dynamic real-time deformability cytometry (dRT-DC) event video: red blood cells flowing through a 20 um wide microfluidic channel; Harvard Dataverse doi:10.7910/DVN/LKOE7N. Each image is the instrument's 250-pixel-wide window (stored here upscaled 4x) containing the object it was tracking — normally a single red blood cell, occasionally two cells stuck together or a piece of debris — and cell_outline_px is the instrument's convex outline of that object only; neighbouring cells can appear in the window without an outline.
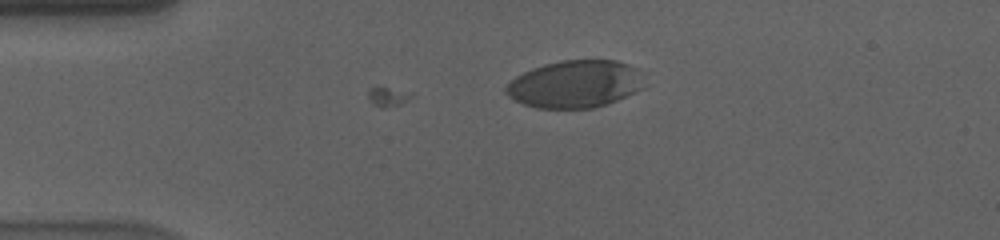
{"species": "human", "species_latin": "Homo sapiens", "temperature_condition": "cold", "stored_images_in_passage": 6, "camera_frame_rate_fps": 3000, "um_per_image_px": 0.085, "donor": {"sex": "male"}, "frame": {"image": 1, "passage_image": 1, "time_ms": 0.0, "image_size_px": [1000, 240], "cell_outline_px": [[644, 88], [636, 92], [616, 100], [592, 108], [536, 108], [524, 104], [508, 96], [504, 92], [504, 88], [516, 76], [532, 68], [544, 64], [560, 60], [616, 60], [628, 64], [636, 68]], "centroid_in_image_um": [48.85, 7.14], "position_along_channel_um": 36.2, "area_um2": 37.97}}